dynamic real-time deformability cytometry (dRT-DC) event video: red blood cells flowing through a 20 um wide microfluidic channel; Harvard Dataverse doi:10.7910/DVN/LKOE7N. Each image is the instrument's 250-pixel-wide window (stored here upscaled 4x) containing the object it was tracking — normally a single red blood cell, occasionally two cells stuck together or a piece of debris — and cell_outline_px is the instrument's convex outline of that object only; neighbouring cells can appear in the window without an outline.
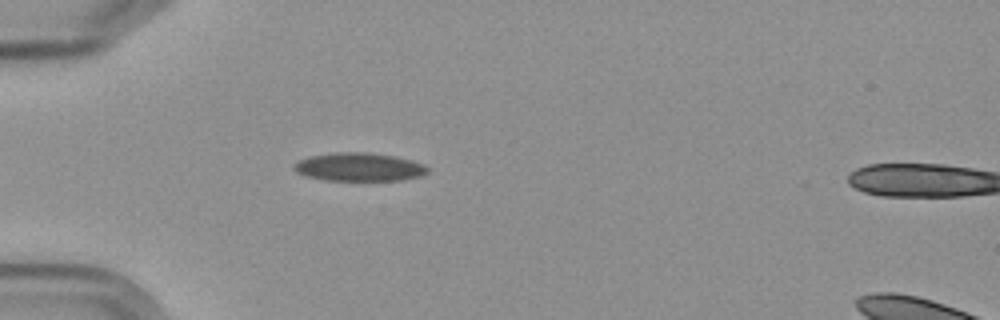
{"species": "Egyptian fruit bat (a non-hibernating species)", "species_latin": "Rousettus aegyptiacus", "temperature_condition": "cold", "stored_images_in_passage": 3, "segment_of_instrument_passage": [1, 2], "camera_frame_rate_fps": 3000, "um_per_image_px": 0.085, "frame": {"image": 1, "passage_image": 2, "time_ms": 2.0, "image_size_px": [1000, 320], "cell_outline_px": [[428, 172], [420, 176], [400, 180], [324, 180], [304, 176], [296, 172], [292, 168], [292, 164], [300, 160], [312, 156], [336, 152], [368, 152], [392, 156], [412, 160], [424, 164], [428, 168]], "centroid_in_image_um": [30.5, 14.2], "position_along_channel_um": 54.5, "area_um2": 22.02}}